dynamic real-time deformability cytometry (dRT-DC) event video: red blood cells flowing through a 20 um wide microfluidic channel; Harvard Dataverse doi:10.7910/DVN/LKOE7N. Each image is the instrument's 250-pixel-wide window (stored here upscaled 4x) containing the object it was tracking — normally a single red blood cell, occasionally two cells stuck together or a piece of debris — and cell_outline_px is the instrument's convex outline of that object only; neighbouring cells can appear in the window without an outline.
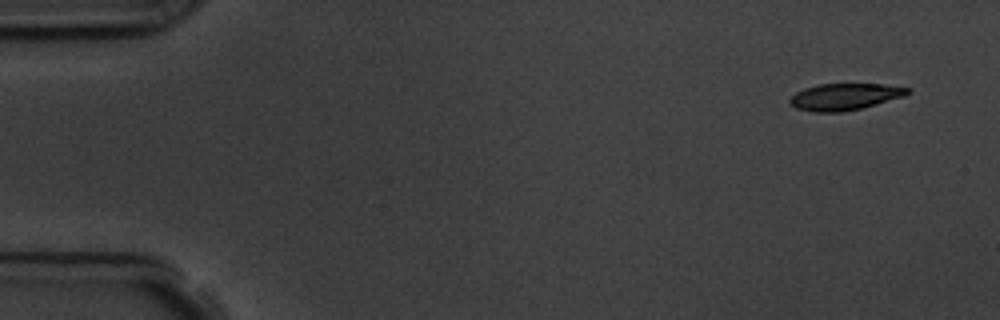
{"species": "common noctule bat (a hibernating species)", "species_latin": "Nyctalus noctula", "temperature_condition": "room temperature", "stored_images_in_passage": 4, "camera_frame_rate_fps": 3000, "um_per_image_px": 0.085, "animal": {"sex": "male", "body_mass_g": 19.5, "forearm_length_mm": 54.6}, "frame": {"image": 1, "passage_image": 1, "time_ms": 0.0, "image_size_px": [1000, 320], "cell_outline_px": [[912, 92], [904, 96], [876, 104], [860, 108], [840, 112], [812, 112], [796, 108], [788, 104], [788, 100], [796, 92], [804, 88], [820, 84], [884, 84], [912, 88]], "centroid_in_image_um": [71.8, 8.22], "position_along_channel_um": 13.2, "area_um2": 18.38}}
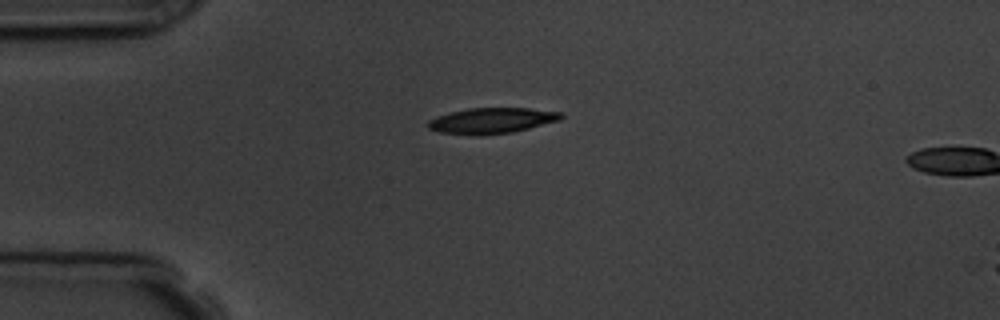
{"frame": {"image": 2, "passage_image": 3, "time_ms": 3.333, "image_size_px": [1000, 320], "cell_outline_px": [[564, 116], [560, 120], [512, 132], [480, 136], [476, 136], [440, 132], [428, 128], [428, 120], [436, 116], [468, 108], [528, 108], [564, 112]], "centroid_in_image_um": [41.81, 10.25], "position_along_channel_um": 43.2, "area_um2": 20.0}}